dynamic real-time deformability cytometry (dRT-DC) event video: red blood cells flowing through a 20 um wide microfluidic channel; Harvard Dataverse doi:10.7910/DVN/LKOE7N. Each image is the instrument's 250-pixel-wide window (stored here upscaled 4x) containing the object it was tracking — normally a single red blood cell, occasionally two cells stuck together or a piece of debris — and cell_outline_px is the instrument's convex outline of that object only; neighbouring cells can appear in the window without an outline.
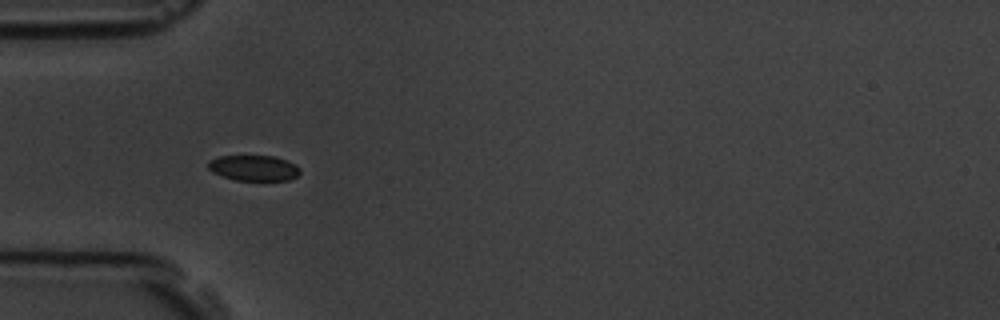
{"species": "common noctule bat (a hibernating species)", "species_latin": "Nyctalus noctula", "temperature_condition": "room temperature", "stored_images_in_passage": 3, "camera_frame_rate_fps": 3000, "um_per_image_px": 0.085, "animal": {"sex": "male", "body_mass_g": 19.5, "forearm_length_mm": 54.6}, "frame": {"image": 1, "passage_image": 2, "time_ms": 1.333, "image_size_px": [1000, 320], "cell_outline_px": [[300, 172], [296, 176], [288, 180], [236, 180], [212, 172], [208, 168], [208, 160], [220, 156], [276, 156], [288, 160], [296, 164], [300, 168]], "centroid_in_image_um": [21.59, 14.26], "position_along_channel_um": 63.4, "area_um2": 13.7}}
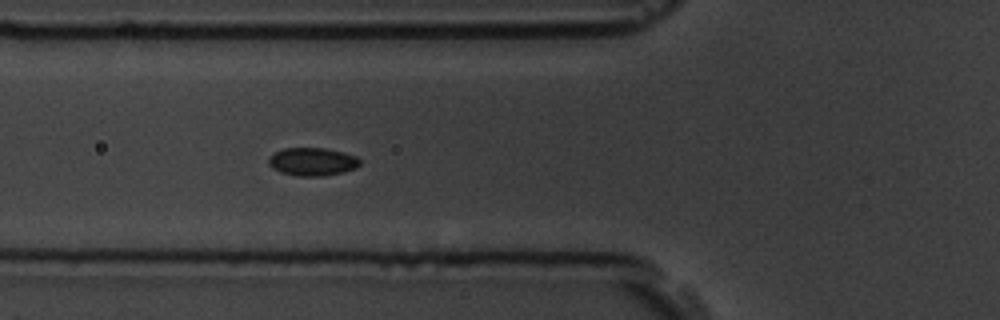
{"frame": {"image": 2, "passage_image": 3, "time_ms": 2.333, "image_size_px": [1000, 320], "cell_outline_px": [[360, 164], [356, 168], [344, 172], [324, 176], [296, 176], [280, 172], [272, 168], [268, 164], [268, 160], [276, 152], [284, 148], [324, 148], [344, 152], [356, 156], [360, 160]], "centroid_in_image_um": [26.57, 13.75], "position_along_channel_um": 99.2, "area_um2": 14.97}}